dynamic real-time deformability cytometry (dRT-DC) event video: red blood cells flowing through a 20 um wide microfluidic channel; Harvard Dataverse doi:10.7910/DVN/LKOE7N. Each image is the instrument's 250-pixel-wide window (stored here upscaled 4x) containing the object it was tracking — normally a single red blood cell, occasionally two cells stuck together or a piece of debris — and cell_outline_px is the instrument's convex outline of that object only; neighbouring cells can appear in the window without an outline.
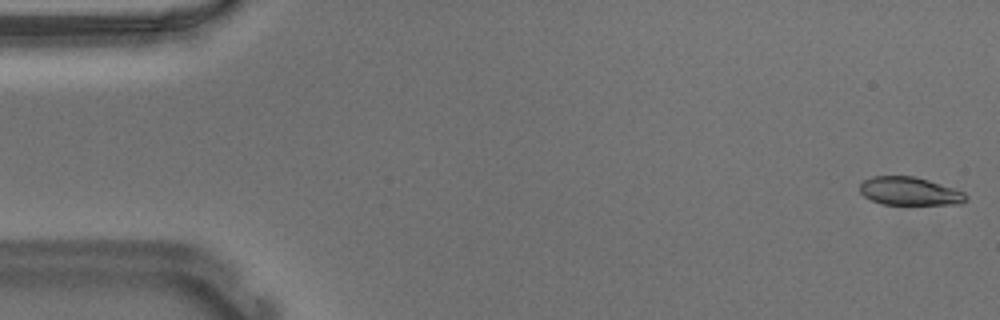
{"species": "Egyptian fruit bat (a non-hibernating species)", "species_latin": "Rousettus aegyptiacus", "temperature_condition": "warm", "stored_images_in_passage": 54, "camera_frame_rate_fps": 3000, "um_per_image_px": 0.085, "animal": {"sex": "male"}, "frame": {"image": 1, "passage_image": 1, "time_ms": 0.0, "image_size_px": [1000, 320], "cell_outline_px": [[968, 200], [960, 204], [880, 204], [864, 196], [860, 192], [860, 184], [864, 180], [872, 176], [916, 176], [964, 192], [968, 196]], "centroid_in_image_um": [77.31, 16.25], "position_along_channel_um": 7.7, "area_um2": 17.4}}
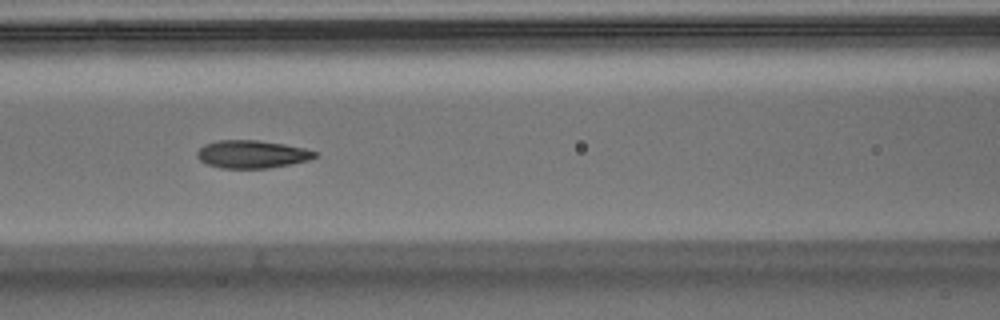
{"frame": {"image": 2, "passage_image": 23, "time_ms": 7.333, "image_size_px": [1000, 320], "cell_outline_px": [[320, 152], [316, 156], [308, 160], [268, 168], [220, 168], [208, 164], [200, 160], [196, 156], [196, 152], [204, 144], [216, 140], [260, 140], [284, 144], [304, 148]], "centroid_in_image_um": [21.4, 13.1], "position_along_channel_um": 145.2, "area_um2": 19.13}}
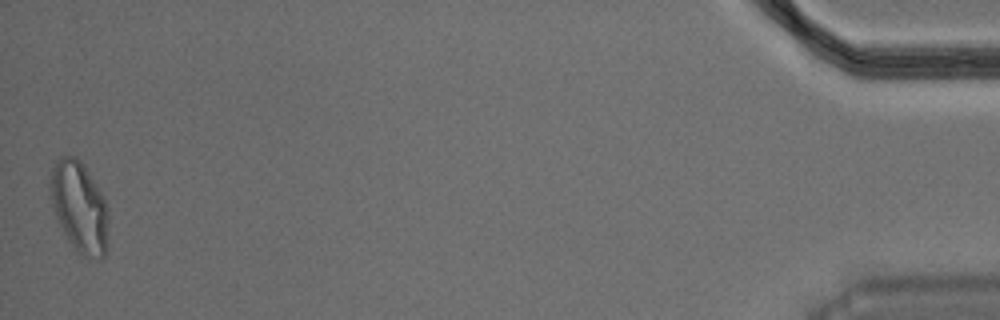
{"frame": {"image": 3, "passage_image": 54, "time_ms": 17.667, "image_size_px": [1000, 320], "cell_outline_px": [[108, 248], [104, 256], [96, 260], [88, 260], [68, 240], [56, 216], [52, 204], [48, 188], [52, 168], [56, 160], [60, 156], [76, 156], [84, 164], [96, 184], [108, 208]], "centroid_in_image_um": [6.76, 17.6], "position_along_channel_um": 428.4, "area_um2": 31.04}, "authors_computed_cell_mechanics": {"area_um2": 19.363, "velocity_mm_per_s": 3.6686, "shape_relaxation_time_tau1_ms": 6.5929, "shape_relaxation_time_tau2_ms": 1.5101, "deformation_change_tau1": 0.2232, "deformation_change_tau2": 0.0752}}